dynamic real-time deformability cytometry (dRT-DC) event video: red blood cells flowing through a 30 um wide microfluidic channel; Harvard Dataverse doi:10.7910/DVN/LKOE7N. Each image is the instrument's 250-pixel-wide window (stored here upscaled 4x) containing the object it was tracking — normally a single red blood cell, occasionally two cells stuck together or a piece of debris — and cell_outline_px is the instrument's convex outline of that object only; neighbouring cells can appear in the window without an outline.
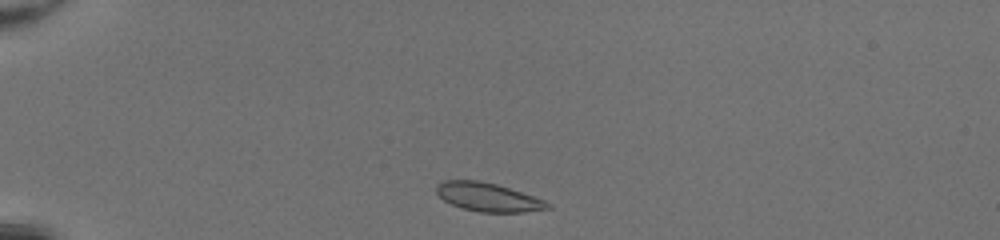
{"species": "common noctule bat (a hibernating species)", "species_latin": "Nyctalus noctula", "temperature_condition": "room temperature", "stored_images_in_passage": 38, "camera_frame_rate_fps": 3000, "um_per_image_px": 0.085, "animal": {"sex": "female", "body_mass_g": 20.0, "forearm_length_mm": 54.0}, "frame": {"image": 1, "passage_image": 2, "time_ms": 0.333, "image_size_px": [1000, 240], "cell_outline_px": [[552, 208], [524, 212], [480, 212], [464, 208], [452, 204], [444, 200], [436, 192], [436, 184], [444, 180], [476, 180], [496, 184], [544, 200], [552, 204]], "centroid_in_image_um": [41.48, 16.76], "position_along_channel_um": 43.5, "area_um2": 18.32}}
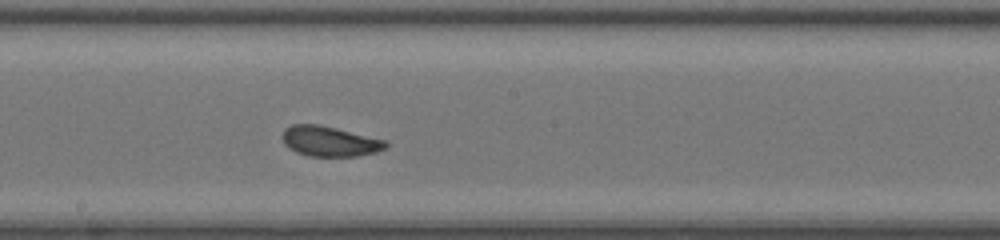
{"frame": {"image": 2, "passage_image": 18, "time_ms": 5.667, "image_size_px": [1000, 240], "cell_outline_px": [[388, 144], [384, 148], [376, 152], [356, 156], [308, 156], [296, 152], [288, 148], [284, 144], [280, 136], [284, 128], [292, 124], [320, 124], [388, 140]], "centroid_in_image_um": [27.98, 11.99], "position_along_channel_um": 220.2, "area_um2": 18.5}}
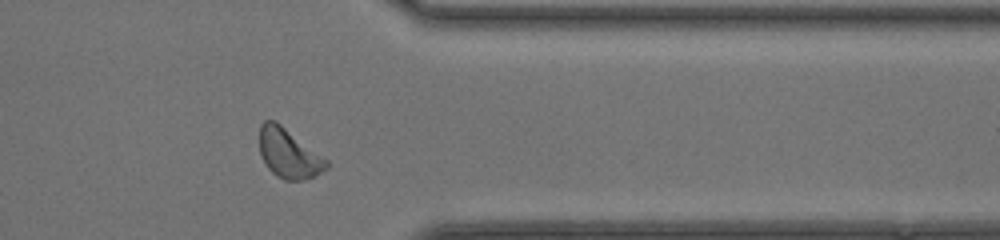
{"frame": {"image": 3, "passage_image": 30, "time_ms": 9.667, "image_size_px": [1000, 240], "cell_outline_px": [[328, 168], [316, 176], [304, 180], [284, 180], [276, 176], [268, 168], [260, 152], [260, 124], [264, 120], [276, 120], [328, 160]], "centroid_in_image_um": [24.55, 13.04], "position_along_channel_um": 386.8, "area_um2": 19.31}, "authors_computed_cell_mechanics": {"area_um2": 18.3804, "velocity_mm_per_s": 4.2799, "shape_relaxation_time_tau1_ms": 2.5066, "shape_relaxation_time_tau2_ms": 1.2752, "deformation_change_tau1": 0.1219, "deformation_change_tau2": 0.073}}